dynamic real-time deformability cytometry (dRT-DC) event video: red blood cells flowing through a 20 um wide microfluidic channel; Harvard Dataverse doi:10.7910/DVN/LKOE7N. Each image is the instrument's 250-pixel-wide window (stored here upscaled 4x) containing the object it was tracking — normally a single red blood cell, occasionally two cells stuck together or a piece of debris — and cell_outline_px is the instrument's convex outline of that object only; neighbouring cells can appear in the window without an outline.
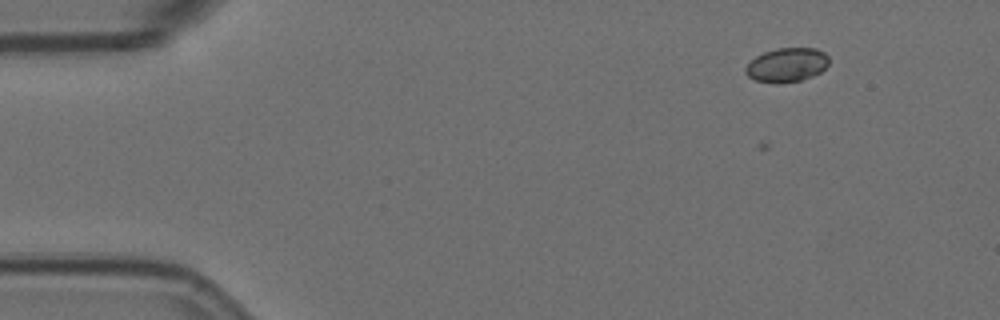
{"species": "Egyptian fruit bat (a non-hibernating species)", "species_latin": "Rousettus aegyptiacus", "temperature_condition": "room temperature", "stored_images_in_passage": 6, "camera_frame_rate_fps": 3000, "um_per_image_px": 0.085, "animal": {"sex": "female"}, "frame": {"image": 1, "passage_image": 3, "time_ms": 0.667, "image_size_px": [1000, 320], "cell_outline_px": [[828, 64], [820, 72], [812, 76], [800, 80], [776, 84], [756, 80], [748, 76], [744, 72], [744, 68], [756, 56], [764, 52], [776, 48], [816, 48], [824, 52], [828, 56]], "centroid_in_image_um": [66.86, 5.52], "position_along_channel_um": 18.1, "area_um2": 16.53}}